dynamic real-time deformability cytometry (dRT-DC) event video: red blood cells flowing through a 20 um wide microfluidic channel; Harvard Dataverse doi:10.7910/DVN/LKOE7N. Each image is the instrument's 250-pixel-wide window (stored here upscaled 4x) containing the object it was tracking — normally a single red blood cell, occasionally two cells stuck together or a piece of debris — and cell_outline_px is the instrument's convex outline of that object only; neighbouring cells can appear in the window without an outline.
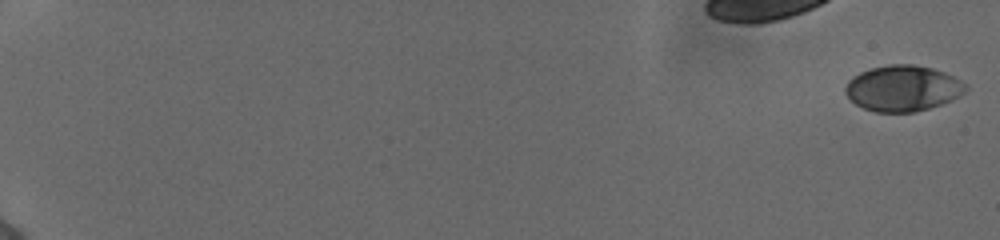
{"species": "human", "species_latin": "Homo sapiens", "temperature_condition": "cold", "stored_images_in_passage": 56, "camera_frame_rate_fps": 3000, "um_per_image_px": 0.085, "donor": {"sex": "female"}, "frame": {"image": 1, "passage_image": 1, "time_ms": 0.0, "image_size_px": [1000, 240], "cell_outline_px": [[968, 88], [964, 92], [940, 104], [928, 108], [912, 112], [876, 112], [864, 108], [856, 104], [844, 92], [844, 88], [848, 80], [852, 76], [860, 72], [872, 68], [888, 64], [912, 64], [932, 68], [944, 72], [952, 76], [964, 84]], "centroid_in_image_um": [76.68, 7.49], "position_along_channel_um": 8.3, "area_um2": 31.73}}
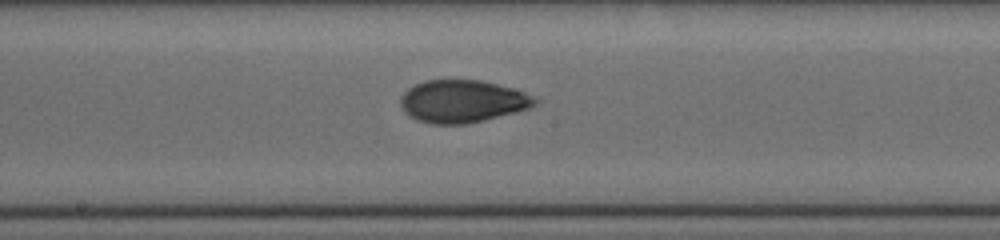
{"frame": {"image": 2, "passage_image": 34, "time_ms": 11.0, "image_size_px": [1000, 240], "cell_outline_px": [[540, 100], [536, 104], [528, 108], [516, 112], [468, 124], [432, 124], [416, 120], [404, 112], [400, 104], [400, 96], [408, 88], [424, 80], [480, 80], [512, 88], [524, 92]], "centroid_in_image_um": [39.28, 8.62], "position_along_channel_um": 208.9, "area_um2": 33.35}}
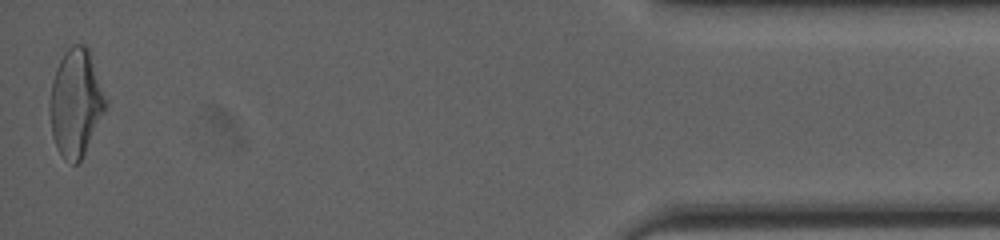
{"frame": {"image": 3, "passage_image": 56, "time_ms": 18.333, "image_size_px": [1000, 240], "cell_outline_px": [[108, 104], [80, 160], [76, 164], [72, 164], [64, 160], [56, 148], [52, 136], [48, 108], [48, 104], [52, 80], [56, 68], [64, 52], [72, 44], [84, 44], [88, 48], [108, 100]], "centroid_in_image_um": [6.42, 8.73], "position_along_channel_um": 428.8, "area_um2": 35.14}, "authors_computed_cell_mechanics": {"area_um2": 32.3102, "velocity_mm_per_s": 3.8972, "shape_relaxation_time_tau1_ms": 6.6643, "shape_relaxation_time_tau2_ms": 1.1697, "deformation_change_tau1": 0.2064, "deformation_change_tau2": 0.0571}}